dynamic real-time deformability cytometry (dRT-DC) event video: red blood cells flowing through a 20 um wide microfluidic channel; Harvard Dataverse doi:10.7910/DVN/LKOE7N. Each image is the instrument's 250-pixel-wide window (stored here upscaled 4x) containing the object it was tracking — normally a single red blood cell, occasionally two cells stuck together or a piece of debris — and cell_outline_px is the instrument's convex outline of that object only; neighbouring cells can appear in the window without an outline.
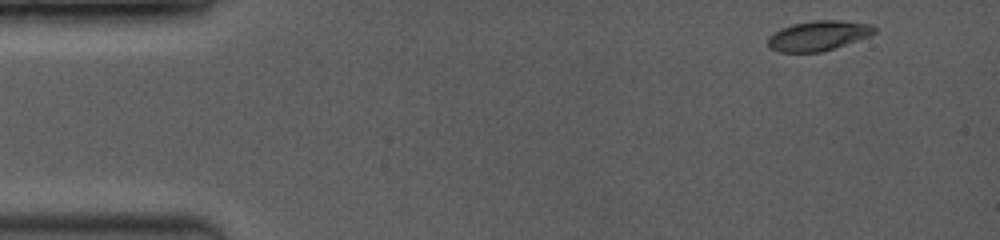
{"species": "common noctule bat (a hibernating species)", "species_latin": "Nyctalus noctula", "temperature_condition": "room temperature", "stored_images_in_passage": 40, "camera_frame_rate_fps": 3500, "um_per_image_px": 0.085, "animal": {"sex": "female", "body_mass_g": 19.0, "forearm_length_mm": 53.3}, "frame": {"image": 1, "passage_image": 1, "time_ms": 0.0, "image_size_px": [1000, 240], "cell_outline_px": [[876, 32], [868, 36], [820, 52], [776, 52], [768, 48], [768, 36], [792, 24], [816, 20], [840, 20], [872, 24], [876, 28]], "centroid_in_image_um": [69.54, 3.03], "position_along_channel_um": 15.5, "area_um2": 18.32}}
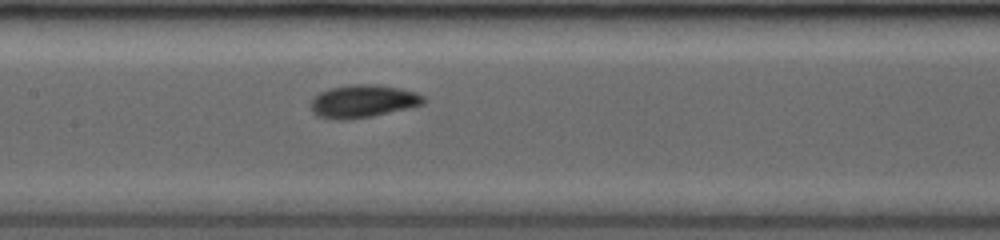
{"frame": {"image": 2, "passage_image": 18, "time_ms": 6.571, "image_size_px": [1000, 240], "cell_outline_px": [[424, 104], [408, 108], [372, 116], [348, 120], [332, 120], [316, 116], [312, 112], [308, 104], [320, 92], [332, 88], [348, 84], [380, 84], [400, 88], [416, 92], [424, 96]], "centroid_in_image_um": [30.82, 8.61], "position_along_channel_um": 176.6, "area_um2": 21.85}}
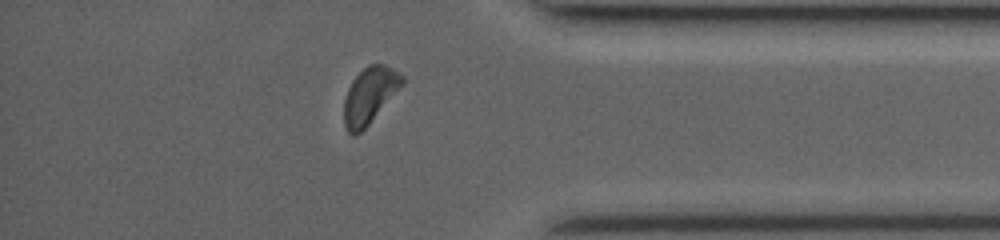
{"frame": {"image": 3, "passage_image": 34, "time_ms": 12.286, "image_size_px": [1000, 240], "cell_outline_px": [[404, 84], [368, 124], [356, 136], [352, 136], [348, 132], [344, 124], [344, 100], [348, 88], [352, 80], [368, 64], [384, 64], [392, 68], [404, 76]], "centroid_in_image_um": [31.42, 8.11], "position_along_channel_um": 403.8, "area_um2": 18.9}, "authors_computed_cell_mechanics": {"area_um2": 19.363, "velocity_mm_per_s": 4.1091, "shape_relaxation_time_tau1_ms": 2.2077, "shape_relaxation_time_tau2_ms": 2.0325, "deformation_change_tau1": 0.1101, "deformation_change_tau2": 0.0583}}